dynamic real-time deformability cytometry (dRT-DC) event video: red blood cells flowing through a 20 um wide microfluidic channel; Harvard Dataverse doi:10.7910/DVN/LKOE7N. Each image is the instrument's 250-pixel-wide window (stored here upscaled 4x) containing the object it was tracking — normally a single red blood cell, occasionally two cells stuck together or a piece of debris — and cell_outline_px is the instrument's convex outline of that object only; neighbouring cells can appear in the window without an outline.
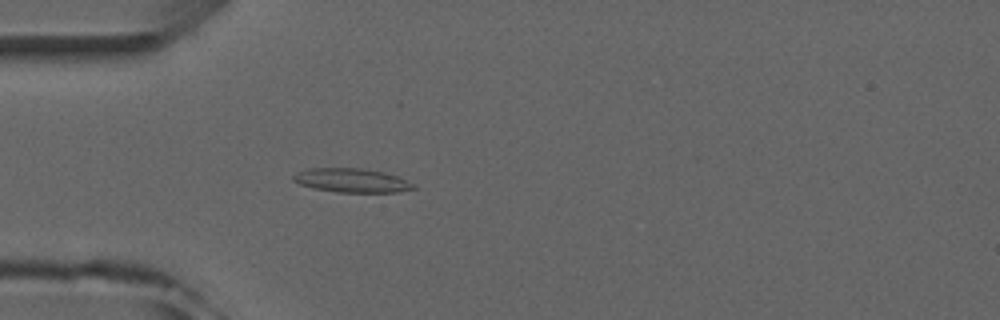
{"species": "common noctule bat (a hibernating species)", "species_latin": "Nyctalus noctula", "temperature_condition": "room temperature", "stored_images_in_passage": 4, "camera_frame_rate_fps": 3000, "um_per_image_px": 0.085, "animal": {"sex": "male", "forearm_length_mm": 52.5}, "frame": {"image": 1, "passage_image": 4, "time_ms": 4.333, "image_size_px": [1000, 320], "cell_outline_px": [[416, 188], [396, 192], [336, 192], [312, 188], [300, 184], [292, 180], [292, 176], [296, 172], [308, 168], [360, 168], [384, 172], [396, 176], [416, 184]], "centroid_in_image_um": [29.87, 15.33], "position_along_channel_um": 55.1, "area_um2": 16.82}}